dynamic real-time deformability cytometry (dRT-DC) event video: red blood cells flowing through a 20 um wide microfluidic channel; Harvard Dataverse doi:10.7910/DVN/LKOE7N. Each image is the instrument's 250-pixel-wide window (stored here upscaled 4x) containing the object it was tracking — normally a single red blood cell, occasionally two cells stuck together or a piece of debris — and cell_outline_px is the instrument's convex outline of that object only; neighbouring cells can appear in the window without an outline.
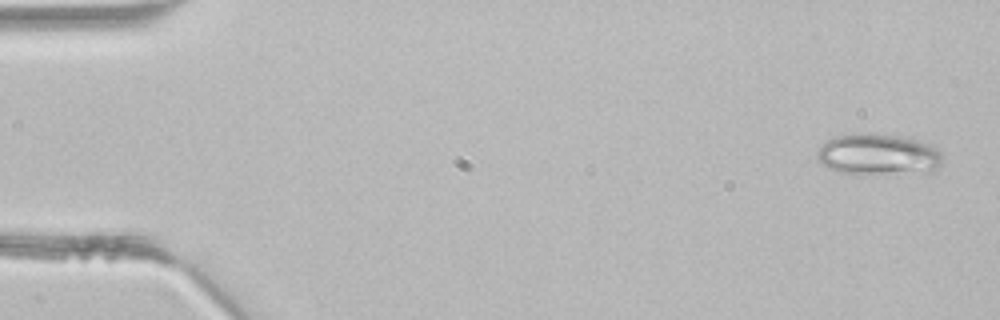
{"species": "common noctule bat (a hibernating species)", "species_latin": "Nyctalus noctula", "temperature_condition": "room temperature", "stored_images_in_passage": 3, "camera_frame_rate_fps": 3000, "um_per_image_px": 0.085, "animal": {"sex": "male", "body_mass_g": 21.5, "forearm_length_mm": 52.0}, "frame": {"image": 1, "passage_image": 1, "time_ms": 0.0, "image_size_px": [1000, 320], "cell_outline_px": [[944, 152], [940, 164], [936, 172], [876, 176], [840, 172], [828, 168], [816, 160], [816, 152], [820, 144], [824, 140], [836, 136], [852, 132], [876, 132], [900, 136], [916, 140], [928, 144]], "centroid_in_image_um": [74.63, 13.15], "position_along_channel_um": 10.4, "area_um2": 31.73}}